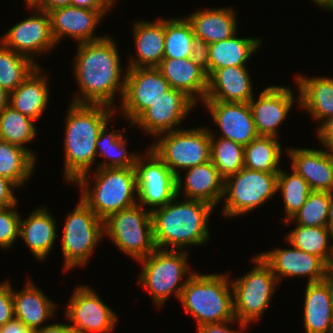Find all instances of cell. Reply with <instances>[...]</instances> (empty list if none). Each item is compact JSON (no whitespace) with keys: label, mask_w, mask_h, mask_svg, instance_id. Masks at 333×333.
<instances>
[{"label":"cell","mask_w":333,"mask_h":333,"mask_svg":"<svg viewBox=\"0 0 333 333\" xmlns=\"http://www.w3.org/2000/svg\"><path fill=\"white\" fill-rule=\"evenodd\" d=\"M294 99L289 86L272 85L261 91L258 99L253 97L250 100L249 105L259 136L278 138V127L291 111Z\"/></svg>","instance_id":"18"},{"label":"cell","mask_w":333,"mask_h":333,"mask_svg":"<svg viewBox=\"0 0 333 333\" xmlns=\"http://www.w3.org/2000/svg\"><path fill=\"white\" fill-rule=\"evenodd\" d=\"M109 124H106L100 131L96 140V155L108 159L104 162H99L96 169L100 168H128L135 167L137 158L140 154L128 153L126 148L125 135L120 130L108 131Z\"/></svg>","instance_id":"33"},{"label":"cell","mask_w":333,"mask_h":333,"mask_svg":"<svg viewBox=\"0 0 333 333\" xmlns=\"http://www.w3.org/2000/svg\"><path fill=\"white\" fill-rule=\"evenodd\" d=\"M0 333H34L22 321L13 318L6 324L0 326Z\"/></svg>","instance_id":"50"},{"label":"cell","mask_w":333,"mask_h":333,"mask_svg":"<svg viewBox=\"0 0 333 333\" xmlns=\"http://www.w3.org/2000/svg\"><path fill=\"white\" fill-rule=\"evenodd\" d=\"M39 66L30 58L5 47L0 42V86L14 91Z\"/></svg>","instance_id":"38"},{"label":"cell","mask_w":333,"mask_h":333,"mask_svg":"<svg viewBox=\"0 0 333 333\" xmlns=\"http://www.w3.org/2000/svg\"><path fill=\"white\" fill-rule=\"evenodd\" d=\"M286 249L277 248L261 252L260 257L270 266L278 283L286 277H307V283L320 282L328 278V265L316 255L304 252L287 241Z\"/></svg>","instance_id":"17"},{"label":"cell","mask_w":333,"mask_h":333,"mask_svg":"<svg viewBox=\"0 0 333 333\" xmlns=\"http://www.w3.org/2000/svg\"><path fill=\"white\" fill-rule=\"evenodd\" d=\"M281 191L285 207V215L282 222L289 220L305 203L312 192L308 182L294 169L285 172L281 169L277 176V190Z\"/></svg>","instance_id":"40"},{"label":"cell","mask_w":333,"mask_h":333,"mask_svg":"<svg viewBox=\"0 0 333 333\" xmlns=\"http://www.w3.org/2000/svg\"><path fill=\"white\" fill-rule=\"evenodd\" d=\"M153 142L155 154L169 167L176 176L180 170L210 161L211 134L210 129L196 127L178 129L158 135Z\"/></svg>","instance_id":"10"},{"label":"cell","mask_w":333,"mask_h":333,"mask_svg":"<svg viewBox=\"0 0 333 333\" xmlns=\"http://www.w3.org/2000/svg\"><path fill=\"white\" fill-rule=\"evenodd\" d=\"M281 148L276 137L258 136L244 147V167L267 173H279Z\"/></svg>","instance_id":"35"},{"label":"cell","mask_w":333,"mask_h":333,"mask_svg":"<svg viewBox=\"0 0 333 333\" xmlns=\"http://www.w3.org/2000/svg\"><path fill=\"white\" fill-rule=\"evenodd\" d=\"M333 242V241H332ZM333 245V244H332ZM328 271H329V274H333V254H332V258H331V261L328 265Z\"/></svg>","instance_id":"57"},{"label":"cell","mask_w":333,"mask_h":333,"mask_svg":"<svg viewBox=\"0 0 333 333\" xmlns=\"http://www.w3.org/2000/svg\"><path fill=\"white\" fill-rule=\"evenodd\" d=\"M278 173L251 170L246 167L224 179L222 201L224 217L250 213L277 194Z\"/></svg>","instance_id":"11"},{"label":"cell","mask_w":333,"mask_h":333,"mask_svg":"<svg viewBox=\"0 0 333 333\" xmlns=\"http://www.w3.org/2000/svg\"><path fill=\"white\" fill-rule=\"evenodd\" d=\"M31 12L33 15L30 14L29 17L11 27L0 38V42L36 63L34 57L50 51L57 44L51 33L48 12L40 9H34Z\"/></svg>","instance_id":"15"},{"label":"cell","mask_w":333,"mask_h":333,"mask_svg":"<svg viewBox=\"0 0 333 333\" xmlns=\"http://www.w3.org/2000/svg\"><path fill=\"white\" fill-rule=\"evenodd\" d=\"M210 160L218 169L219 174L226 177L244 168V147L232 140L219 137L216 139L212 130Z\"/></svg>","instance_id":"41"},{"label":"cell","mask_w":333,"mask_h":333,"mask_svg":"<svg viewBox=\"0 0 333 333\" xmlns=\"http://www.w3.org/2000/svg\"><path fill=\"white\" fill-rule=\"evenodd\" d=\"M197 104L184 92L170 88L162 98L147 108L132 124L147 135H158L182 129L177 126Z\"/></svg>","instance_id":"16"},{"label":"cell","mask_w":333,"mask_h":333,"mask_svg":"<svg viewBox=\"0 0 333 333\" xmlns=\"http://www.w3.org/2000/svg\"><path fill=\"white\" fill-rule=\"evenodd\" d=\"M57 224L45 207H37L27 219L20 220L19 238H21L32 255L44 261L53 249L57 235Z\"/></svg>","instance_id":"27"},{"label":"cell","mask_w":333,"mask_h":333,"mask_svg":"<svg viewBox=\"0 0 333 333\" xmlns=\"http://www.w3.org/2000/svg\"><path fill=\"white\" fill-rule=\"evenodd\" d=\"M170 88L157 67L127 68L119 114L121 112L127 121L133 123Z\"/></svg>","instance_id":"13"},{"label":"cell","mask_w":333,"mask_h":333,"mask_svg":"<svg viewBox=\"0 0 333 333\" xmlns=\"http://www.w3.org/2000/svg\"><path fill=\"white\" fill-rule=\"evenodd\" d=\"M286 240L299 250L320 257L329 265L333 254V245L330 244L333 240V233L327 226L314 227L297 224L287 234Z\"/></svg>","instance_id":"34"},{"label":"cell","mask_w":333,"mask_h":333,"mask_svg":"<svg viewBox=\"0 0 333 333\" xmlns=\"http://www.w3.org/2000/svg\"><path fill=\"white\" fill-rule=\"evenodd\" d=\"M77 44L73 72L80 92L71 102L114 108L116 93L122 100L126 74L122 73L119 48L114 38L106 35L100 40Z\"/></svg>","instance_id":"1"},{"label":"cell","mask_w":333,"mask_h":333,"mask_svg":"<svg viewBox=\"0 0 333 333\" xmlns=\"http://www.w3.org/2000/svg\"><path fill=\"white\" fill-rule=\"evenodd\" d=\"M187 254L185 249L156 248L147 257L137 261L142 265L138 283L149 291L153 303L158 309L173 293L179 300L187 279L194 273L193 270L189 271ZM187 273H189L188 276ZM184 277L186 279L182 282Z\"/></svg>","instance_id":"6"},{"label":"cell","mask_w":333,"mask_h":333,"mask_svg":"<svg viewBox=\"0 0 333 333\" xmlns=\"http://www.w3.org/2000/svg\"><path fill=\"white\" fill-rule=\"evenodd\" d=\"M107 12L109 11L89 10L74 6L49 11L51 33L56 44H59L65 36L71 37L78 43L104 38L106 35L96 36L95 30L101 19L108 14Z\"/></svg>","instance_id":"19"},{"label":"cell","mask_w":333,"mask_h":333,"mask_svg":"<svg viewBox=\"0 0 333 333\" xmlns=\"http://www.w3.org/2000/svg\"><path fill=\"white\" fill-rule=\"evenodd\" d=\"M71 0H44V5L40 9L45 12H49L56 8L70 6Z\"/></svg>","instance_id":"52"},{"label":"cell","mask_w":333,"mask_h":333,"mask_svg":"<svg viewBox=\"0 0 333 333\" xmlns=\"http://www.w3.org/2000/svg\"><path fill=\"white\" fill-rule=\"evenodd\" d=\"M185 171V181L182 180L181 174L177 176V196L183 190L185 199L203 201L214 208L221 203L224 194V178L211 160Z\"/></svg>","instance_id":"23"},{"label":"cell","mask_w":333,"mask_h":333,"mask_svg":"<svg viewBox=\"0 0 333 333\" xmlns=\"http://www.w3.org/2000/svg\"><path fill=\"white\" fill-rule=\"evenodd\" d=\"M10 93L0 86V114L9 105Z\"/></svg>","instance_id":"53"},{"label":"cell","mask_w":333,"mask_h":333,"mask_svg":"<svg viewBox=\"0 0 333 333\" xmlns=\"http://www.w3.org/2000/svg\"><path fill=\"white\" fill-rule=\"evenodd\" d=\"M34 333H76L69 324L55 323L44 325L34 331Z\"/></svg>","instance_id":"51"},{"label":"cell","mask_w":333,"mask_h":333,"mask_svg":"<svg viewBox=\"0 0 333 333\" xmlns=\"http://www.w3.org/2000/svg\"><path fill=\"white\" fill-rule=\"evenodd\" d=\"M260 38L232 37L209 44V75L216 69L228 66H246L254 52L261 46Z\"/></svg>","instance_id":"32"},{"label":"cell","mask_w":333,"mask_h":333,"mask_svg":"<svg viewBox=\"0 0 333 333\" xmlns=\"http://www.w3.org/2000/svg\"><path fill=\"white\" fill-rule=\"evenodd\" d=\"M178 198L175 196L163 207L151 211L156 248L182 250L204 245L210 238L208 220L214 207L198 200L179 202Z\"/></svg>","instance_id":"3"},{"label":"cell","mask_w":333,"mask_h":333,"mask_svg":"<svg viewBox=\"0 0 333 333\" xmlns=\"http://www.w3.org/2000/svg\"><path fill=\"white\" fill-rule=\"evenodd\" d=\"M0 208V248L8 249L19 238L20 215L15 208L16 205Z\"/></svg>","instance_id":"43"},{"label":"cell","mask_w":333,"mask_h":333,"mask_svg":"<svg viewBox=\"0 0 333 333\" xmlns=\"http://www.w3.org/2000/svg\"><path fill=\"white\" fill-rule=\"evenodd\" d=\"M14 318L22 321L30 330H37L54 316L55 303L41 289L28 280L21 291L12 288Z\"/></svg>","instance_id":"28"},{"label":"cell","mask_w":333,"mask_h":333,"mask_svg":"<svg viewBox=\"0 0 333 333\" xmlns=\"http://www.w3.org/2000/svg\"><path fill=\"white\" fill-rule=\"evenodd\" d=\"M234 8L203 9L190 14L189 20L194 36L206 43H214L237 33V17Z\"/></svg>","instance_id":"31"},{"label":"cell","mask_w":333,"mask_h":333,"mask_svg":"<svg viewBox=\"0 0 333 333\" xmlns=\"http://www.w3.org/2000/svg\"><path fill=\"white\" fill-rule=\"evenodd\" d=\"M235 321L239 325L238 331L232 330L229 326H227L228 324L230 325L232 322L234 324ZM248 327L249 326L247 324L235 319L233 321H225L221 323L204 324L197 327V331L198 333H243Z\"/></svg>","instance_id":"46"},{"label":"cell","mask_w":333,"mask_h":333,"mask_svg":"<svg viewBox=\"0 0 333 333\" xmlns=\"http://www.w3.org/2000/svg\"><path fill=\"white\" fill-rule=\"evenodd\" d=\"M296 88L299 97L296 99L300 108L308 111L315 121L320 124L333 115V78L332 77H307L297 75Z\"/></svg>","instance_id":"30"},{"label":"cell","mask_w":333,"mask_h":333,"mask_svg":"<svg viewBox=\"0 0 333 333\" xmlns=\"http://www.w3.org/2000/svg\"><path fill=\"white\" fill-rule=\"evenodd\" d=\"M228 274H199L187 279L179 298L197 326L235 320L233 288Z\"/></svg>","instance_id":"4"},{"label":"cell","mask_w":333,"mask_h":333,"mask_svg":"<svg viewBox=\"0 0 333 333\" xmlns=\"http://www.w3.org/2000/svg\"><path fill=\"white\" fill-rule=\"evenodd\" d=\"M35 120L8 105L0 114V140L26 149L35 159V152L25 144L37 135Z\"/></svg>","instance_id":"37"},{"label":"cell","mask_w":333,"mask_h":333,"mask_svg":"<svg viewBox=\"0 0 333 333\" xmlns=\"http://www.w3.org/2000/svg\"><path fill=\"white\" fill-rule=\"evenodd\" d=\"M330 204V192L312 191L306 203L284 224L295 222L303 226H327Z\"/></svg>","instance_id":"42"},{"label":"cell","mask_w":333,"mask_h":333,"mask_svg":"<svg viewBox=\"0 0 333 333\" xmlns=\"http://www.w3.org/2000/svg\"><path fill=\"white\" fill-rule=\"evenodd\" d=\"M116 0H71L70 6L97 10V11H110Z\"/></svg>","instance_id":"49"},{"label":"cell","mask_w":333,"mask_h":333,"mask_svg":"<svg viewBox=\"0 0 333 333\" xmlns=\"http://www.w3.org/2000/svg\"><path fill=\"white\" fill-rule=\"evenodd\" d=\"M157 68L161 71L171 88L184 92L196 104L205 100L208 76L190 58H163Z\"/></svg>","instance_id":"26"},{"label":"cell","mask_w":333,"mask_h":333,"mask_svg":"<svg viewBox=\"0 0 333 333\" xmlns=\"http://www.w3.org/2000/svg\"><path fill=\"white\" fill-rule=\"evenodd\" d=\"M36 160L26 149L0 140V175L17 187L31 177Z\"/></svg>","instance_id":"36"},{"label":"cell","mask_w":333,"mask_h":333,"mask_svg":"<svg viewBox=\"0 0 333 333\" xmlns=\"http://www.w3.org/2000/svg\"><path fill=\"white\" fill-rule=\"evenodd\" d=\"M252 79L246 66H228L208 76L204 101L249 103L254 97Z\"/></svg>","instance_id":"22"},{"label":"cell","mask_w":333,"mask_h":333,"mask_svg":"<svg viewBox=\"0 0 333 333\" xmlns=\"http://www.w3.org/2000/svg\"><path fill=\"white\" fill-rule=\"evenodd\" d=\"M327 227L333 233V191L330 192V204H329Z\"/></svg>","instance_id":"54"},{"label":"cell","mask_w":333,"mask_h":333,"mask_svg":"<svg viewBox=\"0 0 333 333\" xmlns=\"http://www.w3.org/2000/svg\"><path fill=\"white\" fill-rule=\"evenodd\" d=\"M317 137L323 147L333 152V115L317 126Z\"/></svg>","instance_id":"48"},{"label":"cell","mask_w":333,"mask_h":333,"mask_svg":"<svg viewBox=\"0 0 333 333\" xmlns=\"http://www.w3.org/2000/svg\"><path fill=\"white\" fill-rule=\"evenodd\" d=\"M303 312L305 333H333L331 274L323 281L307 283Z\"/></svg>","instance_id":"24"},{"label":"cell","mask_w":333,"mask_h":333,"mask_svg":"<svg viewBox=\"0 0 333 333\" xmlns=\"http://www.w3.org/2000/svg\"><path fill=\"white\" fill-rule=\"evenodd\" d=\"M15 188L18 187L12 181L0 175V208H7L18 202L14 196Z\"/></svg>","instance_id":"47"},{"label":"cell","mask_w":333,"mask_h":333,"mask_svg":"<svg viewBox=\"0 0 333 333\" xmlns=\"http://www.w3.org/2000/svg\"><path fill=\"white\" fill-rule=\"evenodd\" d=\"M311 2L315 3L316 6L322 7L323 10L330 4L331 0H310Z\"/></svg>","instance_id":"56"},{"label":"cell","mask_w":333,"mask_h":333,"mask_svg":"<svg viewBox=\"0 0 333 333\" xmlns=\"http://www.w3.org/2000/svg\"><path fill=\"white\" fill-rule=\"evenodd\" d=\"M104 236L136 261L156 249L151 212L140 204L111 214L104 220Z\"/></svg>","instance_id":"7"},{"label":"cell","mask_w":333,"mask_h":333,"mask_svg":"<svg viewBox=\"0 0 333 333\" xmlns=\"http://www.w3.org/2000/svg\"><path fill=\"white\" fill-rule=\"evenodd\" d=\"M190 59L202 68L206 72L207 76H209V43L195 37L192 44Z\"/></svg>","instance_id":"45"},{"label":"cell","mask_w":333,"mask_h":333,"mask_svg":"<svg viewBox=\"0 0 333 333\" xmlns=\"http://www.w3.org/2000/svg\"><path fill=\"white\" fill-rule=\"evenodd\" d=\"M44 68L37 66L12 92L9 105L23 115L37 121L45 112L49 99V83Z\"/></svg>","instance_id":"29"},{"label":"cell","mask_w":333,"mask_h":333,"mask_svg":"<svg viewBox=\"0 0 333 333\" xmlns=\"http://www.w3.org/2000/svg\"><path fill=\"white\" fill-rule=\"evenodd\" d=\"M221 138L232 140L245 147L259 135L255 128L249 103L203 101Z\"/></svg>","instance_id":"20"},{"label":"cell","mask_w":333,"mask_h":333,"mask_svg":"<svg viewBox=\"0 0 333 333\" xmlns=\"http://www.w3.org/2000/svg\"><path fill=\"white\" fill-rule=\"evenodd\" d=\"M325 150L291 148L286 151L292 161L291 169L308 182L312 191H333V152Z\"/></svg>","instance_id":"21"},{"label":"cell","mask_w":333,"mask_h":333,"mask_svg":"<svg viewBox=\"0 0 333 333\" xmlns=\"http://www.w3.org/2000/svg\"><path fill=\"white\" fill-rule=\"evenodd\" d=\"M116 109L103 104L69 105L65 119L64 179L73 183L96 164V140Z\"/></svg>","instance_id":"2"},{"label":"cell","mask_w":333,"mask_h":333,"mask_svg":"<svg viewBox=\"0 0 333 333\" xmlns=\"http://www.w3.org/2000/svg\"><path fill=\"white\" fill-rule=\"evenodd\" d=\"M63 227L64 270L85 266L104 237V221L80 199L72 213L66 216Z\"/></svg>","instance_id":"9"},{"label":"cell","mask_w":333,"mask_h":333,"mask_svg":"<svg viewBox=\"0 0 333 333\" xmlns=\"http://www.w3.org/2000/svg\"><path fill=\"white\" fill-rule=\"evenodd\" d=\"M331 287H332V297H333V274H331Z\"/></svg>","instance_id":"59"},{"label":"cell","mask_w":333,"mask_h":333,"mask_svg":"<svg viewBox=\"0 0 333 333\" xmlns=\"http://www.w3.org/2000/svg\"><path fill=\"white\" fill-rule=\"evenodd\" d=\"M194 39L193 29L187 18L170 17L165 19L163 58H190Z\"/></svg>","instance_id":"39"},{"label":"cell","mask_w":333,"mask_h":333,"mask_svg":"<svg viewBox=\"0 0 333 333\" xmlns=\"http://www.w3.org/2000/svg\"><path fill=\"white\" fill-rule=\"evenodd\" d=\"M325 10H329L333 12V0H331L330 4L325 8Z\"/></svg>","instance_id":"58"},{"label":"cell","mask_w":333,"mask_h":333,"mask_svg":"<svg viewBox=\"0 0 333 333\" xmlns=\"http://www.w3.org/2000/svg\"><path fill=\"white\" fill-rule=\"evenodd\" d=\"M27 6V9H41L44 5V0H24Z\"/></svg>","instance_id":"55"},{"label":"cell","mask_w":333,"mask_h":333,"mask_svg":"<svg viewBox=\"0 0 333 333\" xmlns=\"http://www.w3.org/2000/svg\"><path fill=\"white\" fill-rule=\"evenodd\" d=\"M252 261L256 265L252 270L231 281L235 319L247 325L262 318L278 284L270 266L259 254Z\"/></svg>","instance_id":"8"},{"label":"cell","mask_w":333,"mask_h":333,"mask_svg":"<svg viewBox=\"0 0 333 333\" xmlns=\"http://www.w3.org/2000/svg\"><path fill=\"white\" fill-rule=\"evenodd\" d=\"M65 316L76 333H111L117 314L89 286H77L68 301Z\"/></svg>","instance_id":"14"},{"label":"cell","mask_w":333,"mask_h":333,"mask_svg":"<svg viewBox=\"0 0 333 333\" xmlns=\"http://www.w3.org/2000/svg\"><path fill=\"white\" fill-rule=\"evenodd\" d=\"M136 57H130L127 68L158 67L164 57L165 18L133 22Z\"/></svg>","instance_id":"25"},{"label":"cell","mask_w":333,"mask_h":333,"mask_svg":"<svg viewBox=\"0 0 333 333\" xmlns=\"http://www.w3.org/2000/svg\"><path fill=\"white\" fill-rule=\"evenodd\" d=\"M14 318L12 284L10 281L0 283V326Z\"/></svg>","instance_id":"44"},{"label":"cell","mask_w":333,"mask_h":333,"mask_svg":"<svg viewBox=\"0 0 333 333\" xmlns=\"http://www.w3.org/2000/svg\"><path fill=\"white\" fill-rule=\"evenodd\" d=\"M146 151L144 155L140 153L135 164L137 199L151 212L177 196V176L152 149Z\"/></svg>","instance_id":"12"},{"label":"cell","mask_w":333,"mask_h":333,"mask_svg":"<svg viewBox=\"0 0 333 333\" xmlns=\"http://www.w3.org/2000/svg\"><path fill=\"white\" fill-rule=\"evenodd\" d=\"M93 185L89 187L90 172L74 183L81 190V199L101 219L138 203L135 167L95 169ZM136 195V196H135Z\"/></svg>","instance_id":"5"}]
</instances>
